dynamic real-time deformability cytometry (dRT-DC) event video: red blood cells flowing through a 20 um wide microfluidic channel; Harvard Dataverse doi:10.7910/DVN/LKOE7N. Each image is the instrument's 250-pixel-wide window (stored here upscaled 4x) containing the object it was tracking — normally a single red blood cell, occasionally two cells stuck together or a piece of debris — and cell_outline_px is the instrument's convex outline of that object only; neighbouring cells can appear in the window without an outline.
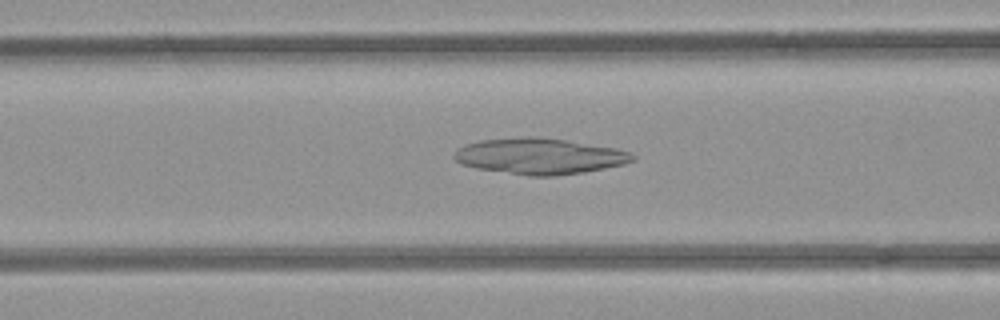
{"species": "common noctule bat (a hibernating species)", "species_latin": "Nyctalus noctula", "temperature_condition": "room temperature", "stored_images_in_passage": 48, "camera_frame_rate_fps": 3000, "um_per_image_px": 0.085, "animal": {"sex": "female", "body_mass_g": 21.9}, "frame": {"image": 1, "passage_image": 17, "time_ms": 5.333, "image_size_px": [1000, 320], "cell_outline_px": [[636, 160], [624, 164], [584, 172], [556, 176], [528, 176], [476, 168], [464, 164], [456, 160], [452, 156], [456, 148], [464, 144], [480, 140], [528, 136], [536, 136], [564, 140], [616, 148], [632, 152], [636, 156]], "centroid_in_image_um": [45.86, 13.27], "position_along_channel_um": 120.7, "area_um2": 37.57}}
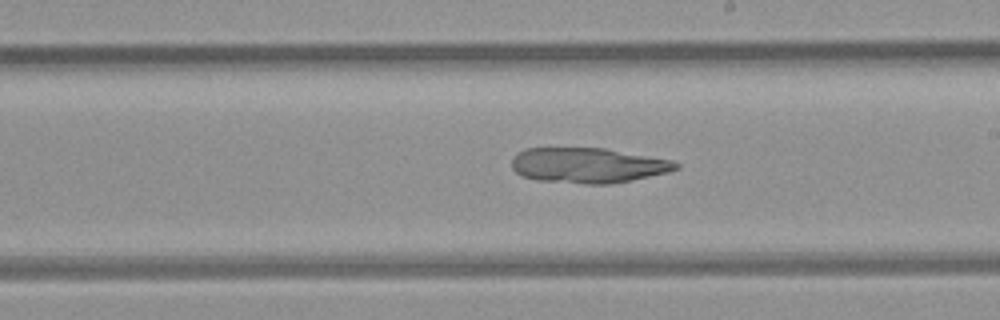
{"frame": {"image": 2, "passage_image": 26, "time_ms": 8.333, "image_size_px": [1000, 320], "cell_outline_px": [[680, 168], [668, 172], [632, 180], [612, 184], [584, 184], [536, 180], [524, 176], [516, 172], [512, 168], [512, 160], [524, 148], [604, 148], [672, 160], [680, 164]], "centroid_in_image_um": [50.0, 14.06], "position_along_channel_um": 239.0, "area_um2": 33.64}}
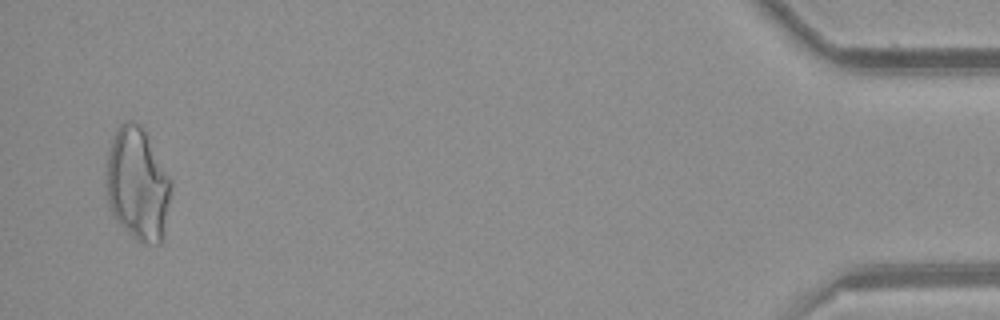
{"frame": {"image": 3, "passage_image": 47, "time_ms": 15.333, "image_size_px": [1000, 320], "cell_outline_px": [[172, 184], [164, 240], [160, 244], [144, 244], [136, 240], [116, 220], [108, 204], [108, 152], [116, 132], [120, 124], [128, 120], [140, 124], [144, 128], [172, 180]], "centroid_in_image_um": [11.75, 15.69], "position_along_channel_um": 423.4, "area_um2": 42.6}}